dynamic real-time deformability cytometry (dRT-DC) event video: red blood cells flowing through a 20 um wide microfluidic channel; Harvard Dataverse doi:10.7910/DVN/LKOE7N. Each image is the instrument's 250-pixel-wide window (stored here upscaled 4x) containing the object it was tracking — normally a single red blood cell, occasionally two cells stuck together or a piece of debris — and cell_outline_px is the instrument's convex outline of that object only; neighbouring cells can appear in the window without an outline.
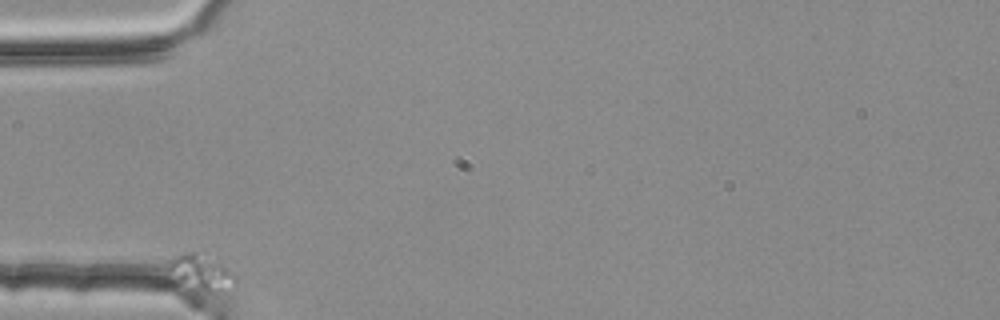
{"species": "common noctule bat (a hibernating species)", "species_latin": "Nyctalus noctula", "temperature_condition": "room temperature", "stored_images_in_passage": 41, "camera_frame_rate_fps": 3000, "um_per_image_px": 0.085, "animal": {"sex": "female", "body_mass_g": 25.1}, "frame": {"image": 1, "passage_image": 1, "time_ms": 0.0, "image_size_px": [1000, 320], "cell_outline_px": [[236, 284], [208, 296], [172, 284], [164, 276], [164, 272], [168, 264], [176, 256], [184, 252], [196, 252], [220, 260], [236, 276]], "centroid_in_image_um": [16.95, 23.25], "position_along_channel_um": 68.0, "area_um2": 15.61}}